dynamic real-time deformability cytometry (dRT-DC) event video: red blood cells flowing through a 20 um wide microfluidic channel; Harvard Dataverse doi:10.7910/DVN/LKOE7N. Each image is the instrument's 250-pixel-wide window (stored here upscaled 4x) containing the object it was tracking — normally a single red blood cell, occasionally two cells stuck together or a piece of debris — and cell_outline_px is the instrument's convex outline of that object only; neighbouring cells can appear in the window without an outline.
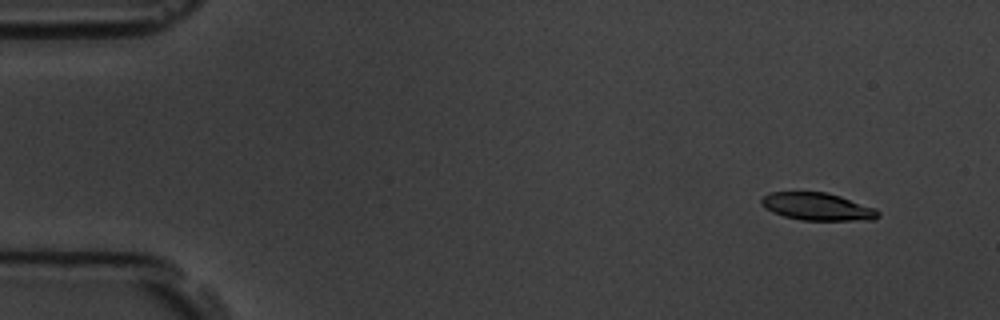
{"species": "common noctule bat (a hibernating species)", "species_latin": "Nyctalus noctula", "temperature_condition": "room temperature", "stored_images_in_passage": 5, "camera_frame_rate_fps": 3000, "um_per_image_px": 0.085, "animal": {"sex": "male", "body_mass_g": 19.5, "forearm_length_mm": 54.6}, "frame": {"image": 1, "passage_image": 1, "time_ms": 0.0, "image_size_px": [1000, 320], "cell_outline_px": [[880, 216], [872, 220], [800, 220], [784, 216], [772, 212], [764, 208], [760, 204], [760, 200], [768, 192], [828, 192], [876, 208], [880, 212]], "centroid_in_image_um": [69.47, 17.56], "position_along_channel_um": 15.5, "area_um2": 18.9}}
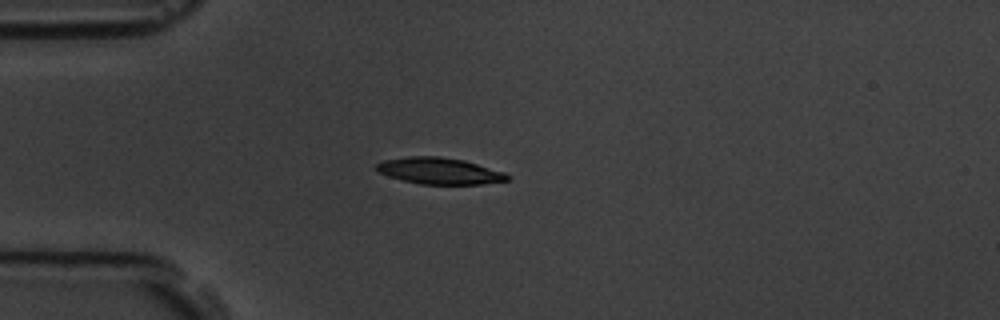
{"frame": {"image": 2, "passage_image": 4, "time_ms": 3.333, "image_size_px": [1000, 320], "cell_outline_px": [[512, 180], [480, 184], [420, 184], [388, 176], [380, 172], [376, 168], [376, 164], [384, 160], [408, 156], [440, 156], [464, 160], [504, 172], [512, 176]], "centroid_in_image_um": [37.4, 14.52], "position_along_channel_um": 47.6, "area_um2": 20.17}}